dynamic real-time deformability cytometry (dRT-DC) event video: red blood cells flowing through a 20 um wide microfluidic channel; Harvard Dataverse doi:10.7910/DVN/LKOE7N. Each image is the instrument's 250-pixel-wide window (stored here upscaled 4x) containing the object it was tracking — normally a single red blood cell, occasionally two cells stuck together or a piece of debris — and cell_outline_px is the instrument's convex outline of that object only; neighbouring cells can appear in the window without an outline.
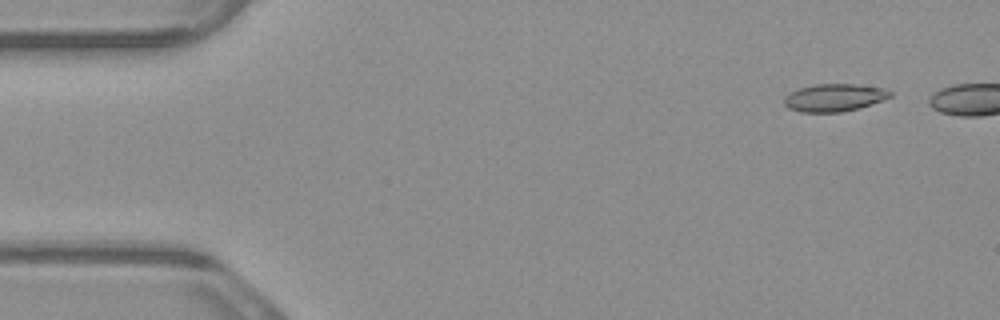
{"species": "common noctule bat (a hibernating species)", "species_latin": "Nyctalus noctula", "temperature_condition": "warm", "stored_images_in_passage": 4, "camera_frame_rate_fps": 3000, "um_per_image_px": 0.085, "animal": {"sex": "male", "body_mass_g": 23.1, "forearm_length_mm": 52.7}, "frame": {"image": 1, "passage_image": 1, "time_ms": 0.0, "image_size_px": [1000, 320], "cell_outline_px": [[892, 96], [860, 108], [840, 112], [800, 112], [788, 108], [784, 104], [784, 96], [800, 88], [816, 84], [856, 84], [884, 88], [892, 92]], "centroid_in_image_um": [70.91, 8.3], "position_along_channel_um": 14.1, "area_um2": 16.99}}